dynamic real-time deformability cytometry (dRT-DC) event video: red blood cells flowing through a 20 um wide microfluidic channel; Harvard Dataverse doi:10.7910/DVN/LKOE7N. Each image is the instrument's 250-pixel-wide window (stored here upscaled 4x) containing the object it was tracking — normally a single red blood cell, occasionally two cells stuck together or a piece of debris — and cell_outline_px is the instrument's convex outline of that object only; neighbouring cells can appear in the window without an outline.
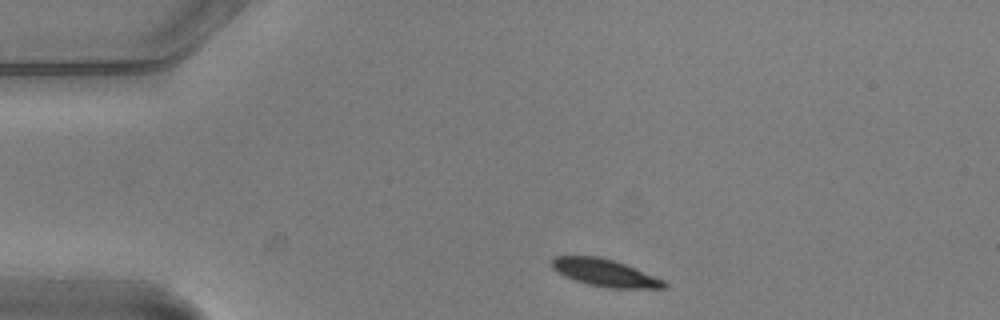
{"species": "common noctule bat (a hibernating species)", "species_latin": "Nyctalus noctula", "temperature_condition": "warm", "stored_images_in_passage": 3, "camera_frame_rate_fps": 3000, "um_per_image_px": 0.085, "animal": {"sex": "male", "body_mass_g": 20.5, "forearm_length_mm": 52.5}, "frame": {"image": 1, "passage_image": 1, "time_ms": 0.0, "image_size_px": [1000, 320], "cell_outline_px": [[668, 288], [604, 288], [588, 284], [564, 276], [552, 268], [552, 256], [596, 256], [612, 260], [624, 264], [664, 280], [668, 284]], "centroid_in_image_um": [51.41, 23.2], "position_along_channel_um": 33.6, "area_um2": 17.69}}
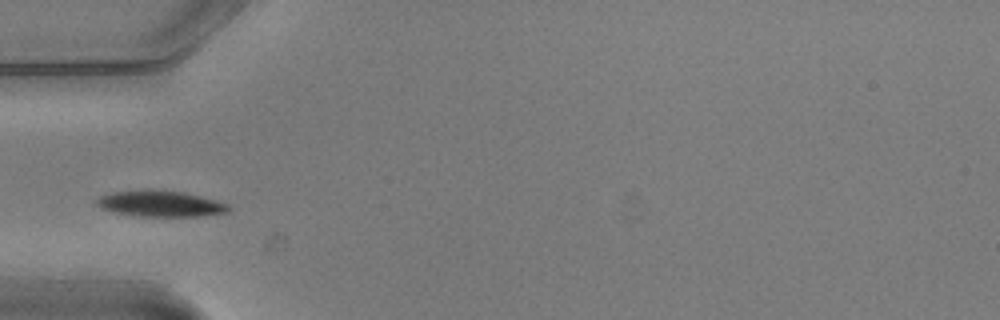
{"frame": {"image": 2, "passage_image": 3, "time_ms": 0.667, "image_size_px": [1000, 320], "cell_outline_px": [[232, 208], [228, 212], [204, 216], [140, 216], [112, 212], [100, 208], [92, 200], [100, 196], [112, 192], [152, 188], [184, 192], [200, 196], [228, 204]], "centroid_in_image_um": [13.59, 17.3], "position_along_channel_um": 71.4, "area_um2": 20.4}}